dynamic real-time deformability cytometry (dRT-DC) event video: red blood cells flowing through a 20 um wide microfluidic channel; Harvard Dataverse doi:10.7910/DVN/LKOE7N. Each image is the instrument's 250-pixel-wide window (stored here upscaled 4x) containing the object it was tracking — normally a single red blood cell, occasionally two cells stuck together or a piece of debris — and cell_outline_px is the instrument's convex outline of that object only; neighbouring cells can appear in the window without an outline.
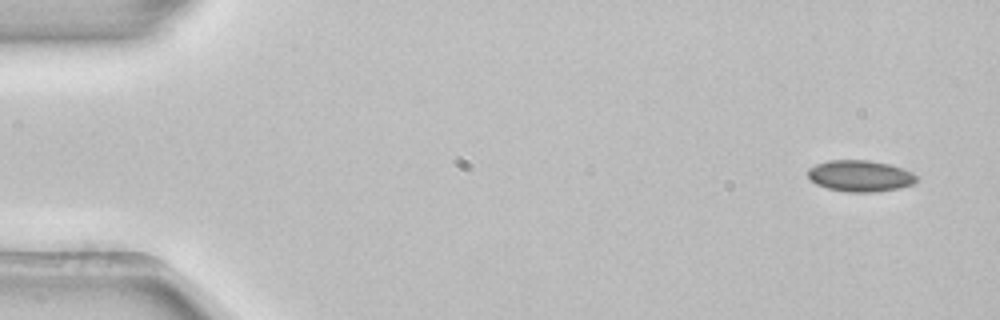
{"species": "common noctule bat (a hibernating species)", "species_latin": "Nyctalus noctula", "temperature_condition": "room temperature", "stored_images_in_passage": 3, "camera_frame_rate_fps": 3000, "um_per_image_px": 0.085, "animal": {"sex": "female", "body_mass_g": 22.7, "forearm_length_mm": 54.2}, "frame": {"image": 1, "passage_image": 1, "time_ms": 0.0, "image_size_px": [1000, 320], "cell_outline_px": [[916, 180], [912, 184], [900, 188], [872, 192], [848, 192], [828, 188], [816, 184], [808, 176], [808, 168], [816, 164], [828, 160], [868, 160], [888, 164], [912, 172], [916, 176]], "centroid_in_image_um": [73.08, 14.95], "position_along_channel_um": 11.9, "area_um2": 19.65}}
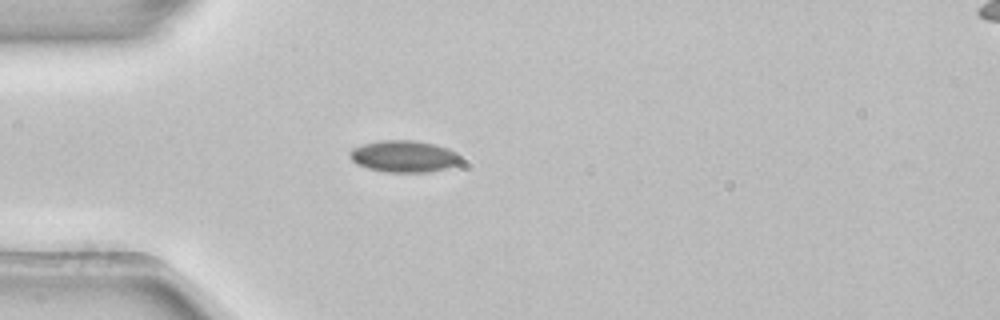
{"frame": {"image": 2, "passage_image": 3, "time_ms": 0.667, "image_size_px": [1000, 320], "cell_outline_px": [[460, 160], [456, 164], [444, 168], [428, 172], [384, 172], [368, 168], [356, 164], [348, 156], [348, 152], [352, 148], [360, 144], [380, 140], [416, 140], [436, 144], [448, 148], [456, 152], [460, 156]], "centroid_in_image_um": [34.27, 13.27], "position_along_channel_um": 50.7, "area_um2": 20.69}}